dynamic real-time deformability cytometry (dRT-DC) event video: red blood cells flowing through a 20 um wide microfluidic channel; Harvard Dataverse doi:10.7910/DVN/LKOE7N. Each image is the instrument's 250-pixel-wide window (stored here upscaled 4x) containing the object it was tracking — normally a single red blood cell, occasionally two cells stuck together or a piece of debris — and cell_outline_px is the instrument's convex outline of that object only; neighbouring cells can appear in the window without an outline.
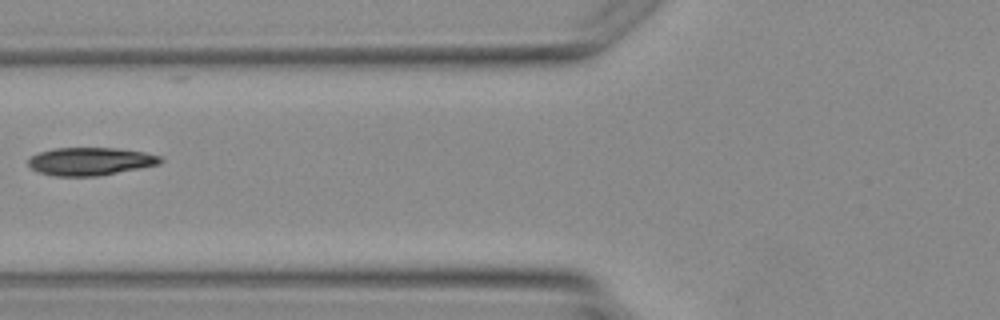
{"species": "Egyptian fruit bat (a non-hibernating species)", "species_latin": "Rousettus aegyptiacus", "temperature_condition": "warm", "stored_images_in_passage": 5, "camera_frame_rate_fps": 3000, "um_per_image_px": 0.085, "animal": {"sex": "female"}, "frame": {"image": 1, "passage_image": 5, "time_ms": 5.0, "image_size_px": [1000, 320], "cell_outline_px": [[164, 160], [160, 164], [100, 176], [52, 176], [36, 172], [28, 164], [28, 160], [32, 156], [40, 152], [52, 148], [116, 148], [144, 152], [160, 156]], "centroid_in_image_um": [7.67, 13.72], "position_along_channel_um": 118.1, "area_um2": 21.62}}